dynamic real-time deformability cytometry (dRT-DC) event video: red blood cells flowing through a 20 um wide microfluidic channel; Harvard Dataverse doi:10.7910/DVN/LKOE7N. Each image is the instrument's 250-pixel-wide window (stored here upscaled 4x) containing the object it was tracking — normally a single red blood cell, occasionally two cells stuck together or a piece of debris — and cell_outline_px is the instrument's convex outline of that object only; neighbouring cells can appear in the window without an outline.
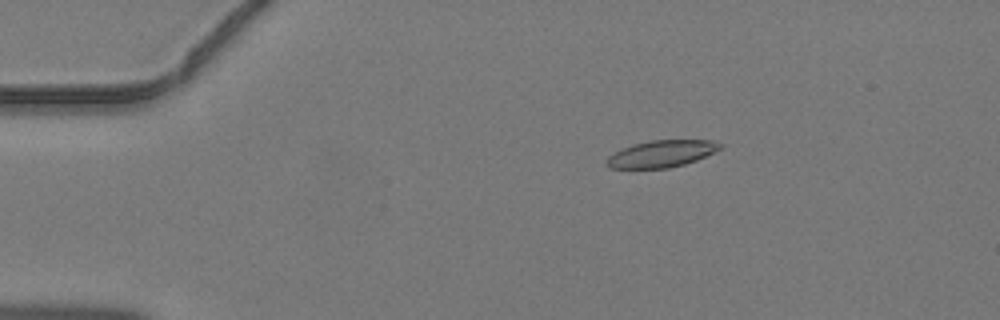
{"species": "common noctule bat (a hibernating species)", "species_latin": "Nyctalus noctula", "temperature_condition": "warm", "stored_images_in_passage": 14, "camera_frame_rate_fps": 3000, "um_per_image_px": 0.085, "animal": {"sex": "male", "body_mass_g": 19.2, "forearm_length_mm": 51.8}, "frame": {"image": 1, "passage_image": 5, "time_ms": 1.333, "image_size_px": [1000, 320], "cell_outline_px": [[724, 144], [720, 148], [696, 160], [684, 164], [668, 168], [608, 168], [604, 164], [604, 160], [608, 156], [632, 144], [652, 140], [712, 140]], "centroid_in_image_um": [56.18, 13.07], "position_along_channel_um": 28.8, "area_um2": 17.69}}
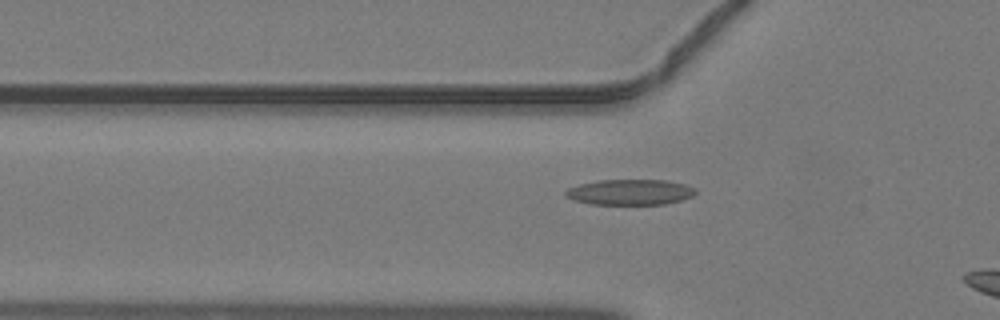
{"frame": {"image": 2, "passage_image": 12, "time_ms": 3.667, "image_size_px": [1000, 320], "cell_outline_px": [[696, 192], [692, 196], [680, 200], [664, 204], [592, 204], [572, 200], [564, 196], [564, 192], [568, 188], [580, 184], [600, 180], [668, 180], [684, 184], [696, 188]], "centroid_in_image_um": [53.53, 16.33], "position_along_channel_um": 72.3, "area_um2": 19.36}}